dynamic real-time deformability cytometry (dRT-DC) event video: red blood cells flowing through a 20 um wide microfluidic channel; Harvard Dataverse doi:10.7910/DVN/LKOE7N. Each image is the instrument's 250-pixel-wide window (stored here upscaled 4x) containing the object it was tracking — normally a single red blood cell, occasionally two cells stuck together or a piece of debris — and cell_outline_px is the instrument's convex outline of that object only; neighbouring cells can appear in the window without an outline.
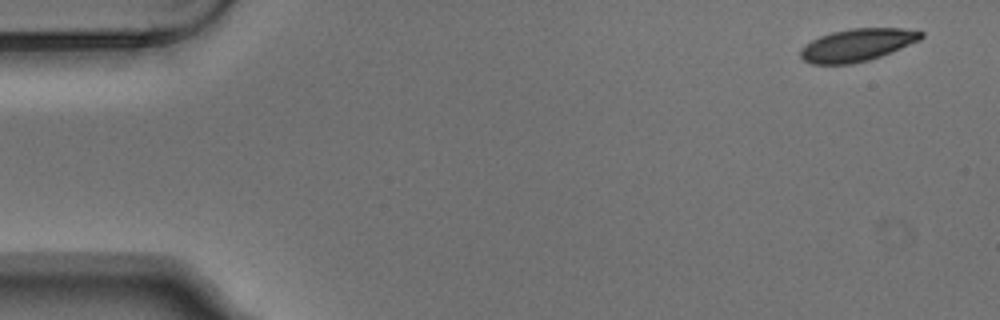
{"species": "Egyptian fruit bat (a non-hibernating species)", "species_latin": "Rousettus aegyptiacus", "temperature_condition": "warm", "stored_images_in_passage": 6, "camera_frame_rate_fps": 3000, "um_per_image_px": 0.085, "animal": {"sex": "male"}, "frame": {"image": 1, "passage_image": 1, "time_ms": 0.0, "image_size_px": [1000, 320], "cell_outline_px": [[924, 36], [920, 40], [892, 52], [868, 60], [852, 64], [812, 64], [804, 60], [800, 56], [800, 52], [812, 40], [820, 36], [832, 32], [852, 28], [904, 28], [924, 32]], "centroid_in_image_um": [72.91, 3.82], "position_along_channel_um": 12.1, "area_um2": 22.72}}
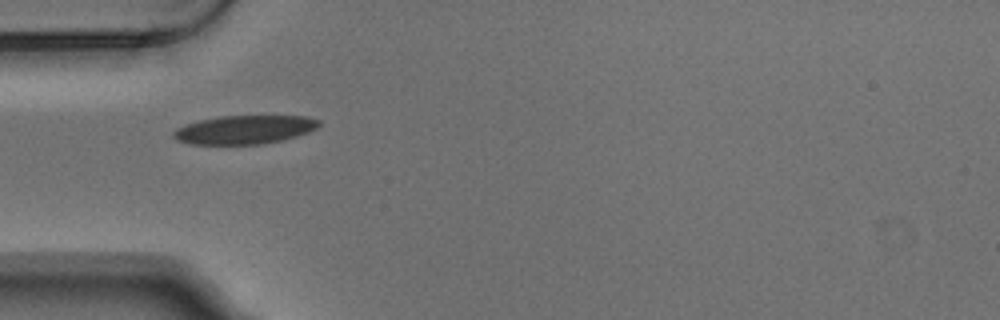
{"frame": {"image": 2, "passage_image": 5, "time_ms": 1.333, "image_size_px": [1000, 320], "cell_outline_px": [[320, 124], [316, 128], [308, 132], [284, 140], [260, 144], [192, 144], [176, 140], [172, 136], [172, 132], [176, 128], [200, 120], [220, 116], [308, 116], [320, 120]], "centroid_in_image_um": [20.79, 11.02], "position_along_channel_um": 64.2, "area_um2": 24.22}}
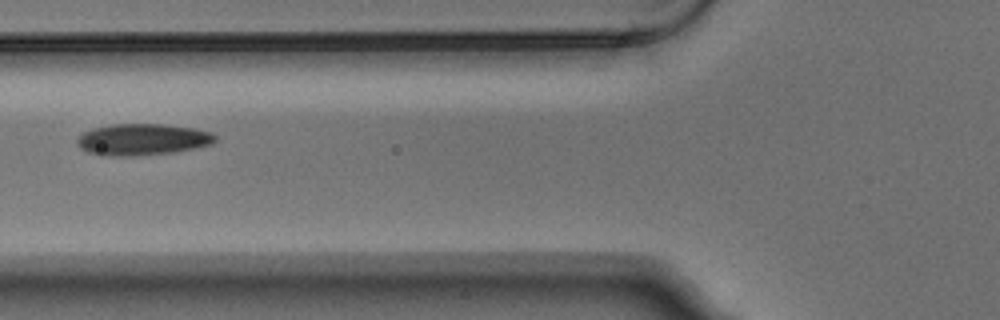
{"frame": {"image": 3, "passage_image": 6, "time_ms": 1.667, "image_size_px": [1000, 320], "cell_outline_px": [[216, 140], [212, 144], [176, 152], [132, 156], [100, 156], [88, 152], [80, 148], [76, 144], [76, 140], [84, 132], [92, 128], [112, 124], [164, 124], [196, 128], [212, 132], [216, 136]], "centroid_in_image_um": [12.11, 11.86], "position_along_channel_um": 113.7, "area_um2": 25.66}}